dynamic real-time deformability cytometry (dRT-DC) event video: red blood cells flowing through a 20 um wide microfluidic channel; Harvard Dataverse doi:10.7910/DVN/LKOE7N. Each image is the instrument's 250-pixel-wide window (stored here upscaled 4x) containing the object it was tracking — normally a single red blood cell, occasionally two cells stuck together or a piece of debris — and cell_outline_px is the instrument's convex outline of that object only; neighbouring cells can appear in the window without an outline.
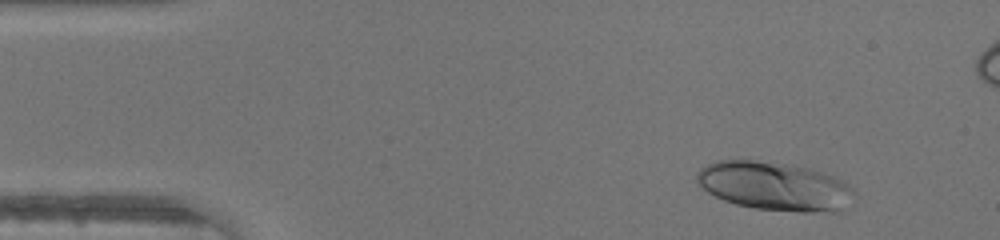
{"species": "human", "species_latin": "Homo sapiens", "temperature_condition": "warm", "stored_images_in_passage": 45, "segment_of_instrument_passage": [1, 2], "camera_frame_rate_fps": 3000, "um_per_image_px": 0.085, "donor": {"sex": "male"}, "frame": {"image": 1, "passage_image": 3, "time_ms": 0.667, "image_size_px": [1000, 240], "cell_outline_px": [[856, 196], [840, 212], [800, 212], [752, 208], [736, 204], [724, 200], [708, 192], [696, 180], [696, 172], [700, 168], [716, 160], [752, 160], [784, 164], [808, 168], [824, 172], [836, 176], [856, 188]], "centroid_in_image_um": [65.91, 15.84], "position_along_channel_um": 19.1, "area_um2": 45.03}}
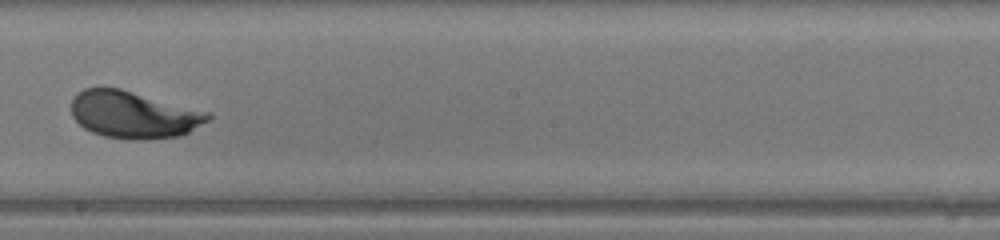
{"frame": {"image": 2, "passage_image": 24, "time_ms": 7.667, "image_size_px": [1000, 240], "cell_outline_px": [[212, 116], [208, 120], [188, 132], [180, 136], [144, 140], [128, 140], [104, 136], [92, 132], [84, 128], [72, 116], [72, 100], [84, 88], [120, 88], [212, 112]], "centroid_in_image_um": [11.39, 9.75], "position_along_channel_um": 236.8, "area_um2": 37.57}}
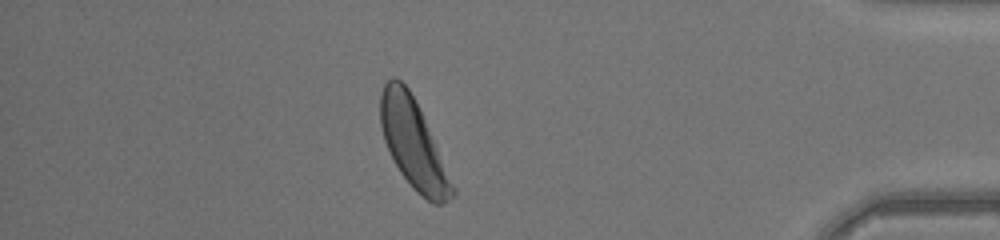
{"frame": {"image": 3, "passage_image": 38, "time_ms": 12.333, "image_size_px": [1000, 240], "cell_outline_px": [[456, 196], [444, 204], [432, 204], [416, 192], [400, 172], [384, 140], [380, 124], [380, 92], [384, 84], [392, 76], [396, 76], [408, 88], [420, 108], [456, 188]], "centroid_in_image_um": [35.15, 12.24], "position_along_channel_um": 400.0, "area_um2": 37.34}}